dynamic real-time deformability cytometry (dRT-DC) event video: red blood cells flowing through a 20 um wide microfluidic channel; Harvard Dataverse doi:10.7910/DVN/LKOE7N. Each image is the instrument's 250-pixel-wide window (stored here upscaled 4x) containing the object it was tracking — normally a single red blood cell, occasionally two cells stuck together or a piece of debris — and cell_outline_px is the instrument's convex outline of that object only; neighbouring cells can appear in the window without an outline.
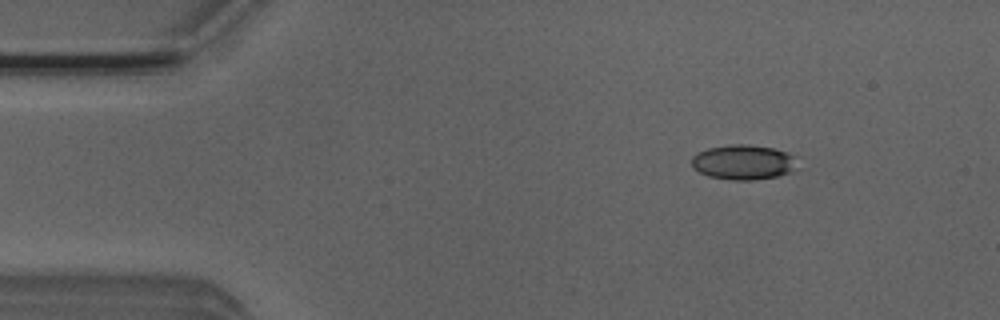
{"species": "Egyptian fruit bat (a non-hibernating species)", "species_latin": "Rousettus aegyptiacus", "temperature_condition": "room temperature", "stored_images_in_passage": 3, "camera_frame_rate_fps": 3000, "um_per_image_px": 0.085, "animal": {"sex": "male"}, "frame": {"image": 1, "passage_image": 1, "time_ms": 0.0, "image_size_px": [1000, 320], "cell_outline_px": [[804, 168], [792, 172], [776, 176], [752, 180], [732, 180], [708, 176], [692, 168], [692, 156], [708, 148], [732, 144], [748, 144], [772, 148], [796, 156]], "centroid_in_image_um": [63.29, 13.79], "position_along_channel_um": 21.7, "area_um2": 21.91}}